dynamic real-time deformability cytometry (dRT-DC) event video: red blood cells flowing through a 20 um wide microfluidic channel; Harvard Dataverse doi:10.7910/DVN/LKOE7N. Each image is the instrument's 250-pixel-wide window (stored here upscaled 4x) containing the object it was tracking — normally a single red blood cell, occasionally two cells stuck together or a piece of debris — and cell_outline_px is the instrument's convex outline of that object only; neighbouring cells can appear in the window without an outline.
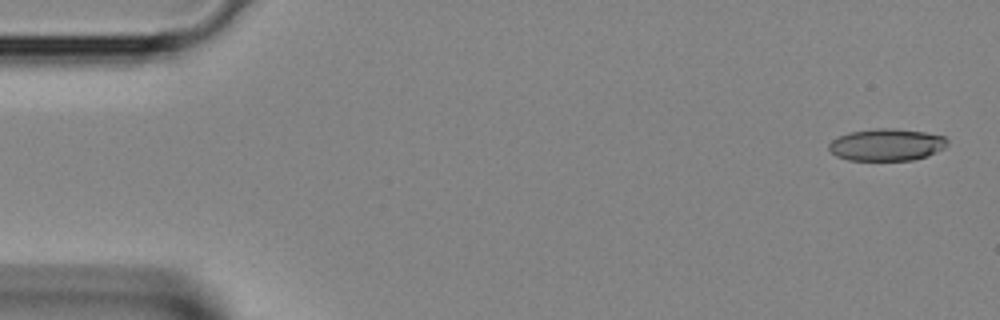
{"species": "Egyptian fruit bat (a non-hibernating species)", "species_latin": "Rousettus aegyptiacus", "temperature_condition": "room temperature", "stored_images_in_passage": 4, "camera_frame_rate_fps": 3000, "um_per_image_px": 0.085, "animal": {"sex": "female"}, "frame": {"image": 1, "passage_image": 1, "time_ms": 0.0, "image_size_px": [1000, 320], "cell_outline_px": [[948, 144], [944, 148], [928, 156], [912, 160], [848, 160], [836, 156], [828, 148], [828, 144], [832, 140], [848, 132], [876, 128], [892, 128], [924, 132], [944, 136], [948, 140]], "centroid_in_image_um": [75.36, 12.3], "position_along_channel_um": 9.6, "area_um2": 22.2}}